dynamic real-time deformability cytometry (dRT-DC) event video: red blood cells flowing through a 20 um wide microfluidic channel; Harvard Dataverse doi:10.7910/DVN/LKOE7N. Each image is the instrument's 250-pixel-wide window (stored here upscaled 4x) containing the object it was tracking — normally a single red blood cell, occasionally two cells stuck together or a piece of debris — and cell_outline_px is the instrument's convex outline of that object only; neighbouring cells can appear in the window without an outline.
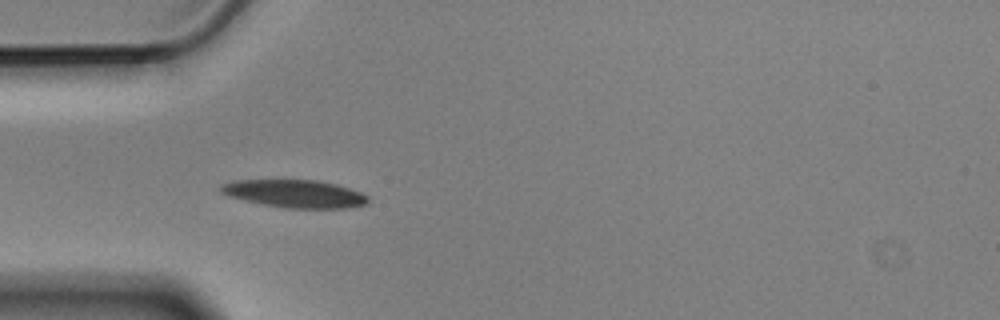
{"species": "Egyptian fruit bat (a non-hibernating species)", "species_latin": "Rousettus aegyptiacus", "temperature_condition": "cold", "stored_images_in_passage": 4, "camera_frame_rate_fps": 3000, "um_per_image_px": 0.085, "animal": {"sex": "male"}, "frame": {"image": 1, "passage_image": 3, "time_ms": 0.667, "image_size_px": [1000, 320], "cell_outline_px": [[368, 204], [348, 208], [288, 208], [264, 204], [228, 196], [220, 192], [220, 184], [236, 180], [320, 180], [336, 184], [360, 192], [368, 196]], "centroid_in_image_um": [25.08, 16.46], "position_along_channel_um": 59.9, "area_um2": 23.76}}
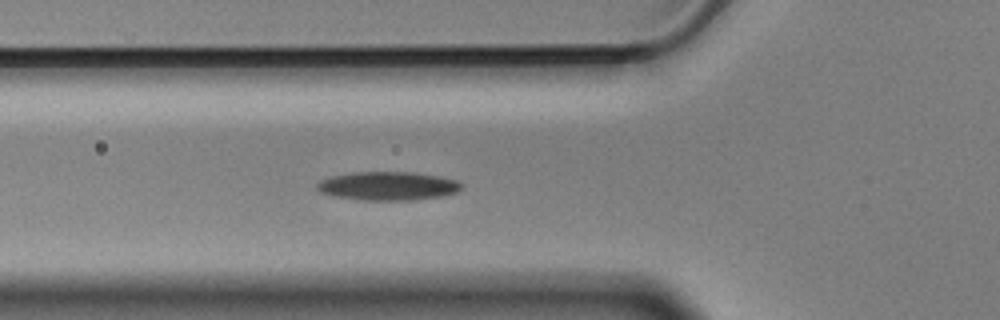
{"frame": {"image": 2, "passage_image": 4, "time_ms": 1.0, "image_size_px": [1000, 320], "cell_outline_px": [[464, 184], [456, 192], [440, 196], [412, 200], [360, 200], [332, 196], [320, 192], [316, 188], [316, 184], [320, 180], [332, 176], [352, 172], [416, 172], [440, 176], [460, 180]], "centroid_in_image_um": [32.97, 15.8], "position_along_channel_um": 92.8, "area_um2": 24.33}}